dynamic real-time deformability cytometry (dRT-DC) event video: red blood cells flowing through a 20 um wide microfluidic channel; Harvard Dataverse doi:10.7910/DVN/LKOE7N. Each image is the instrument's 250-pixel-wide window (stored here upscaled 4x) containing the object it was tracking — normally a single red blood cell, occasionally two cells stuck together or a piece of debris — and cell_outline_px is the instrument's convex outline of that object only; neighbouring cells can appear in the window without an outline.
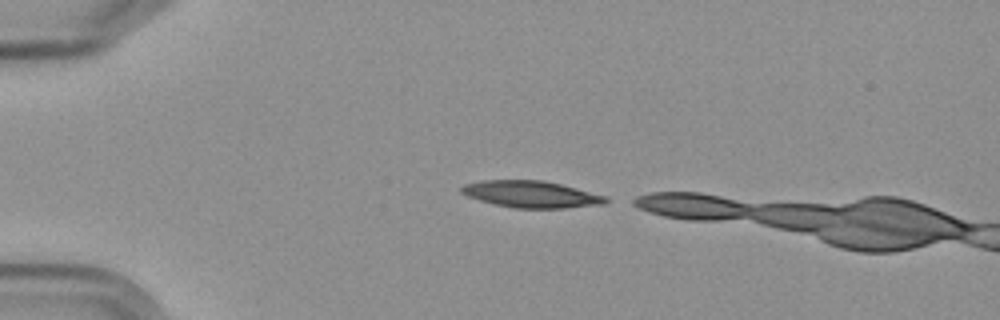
{"species": "Egyptian fruit bat (a non-hibernating species)", "species_latin": "Rousettus aegyptiacus", "temperature_condition": "cold", "stored_images_in_passage": 3, "camera_frame_rate_fps": 3000, "um_per_image_px": 0.085, "frame": {"image": 1, "passage_image": 1, "time_ms": 0.0, "image_size_px": [1000, 320], "cell_outline_px": [[608, 200], [604, 204], [564, 208], [516, 208], [496, 204], [480, 200], [468, 196], [460, 192], [460, 188], [464, 184], [484, 180], [544, 180], [608, 196]], "centroid_in_image_um": [45.17, 16.5], "position_along_channel_um": 39.8, "area_um2": 22.37}}